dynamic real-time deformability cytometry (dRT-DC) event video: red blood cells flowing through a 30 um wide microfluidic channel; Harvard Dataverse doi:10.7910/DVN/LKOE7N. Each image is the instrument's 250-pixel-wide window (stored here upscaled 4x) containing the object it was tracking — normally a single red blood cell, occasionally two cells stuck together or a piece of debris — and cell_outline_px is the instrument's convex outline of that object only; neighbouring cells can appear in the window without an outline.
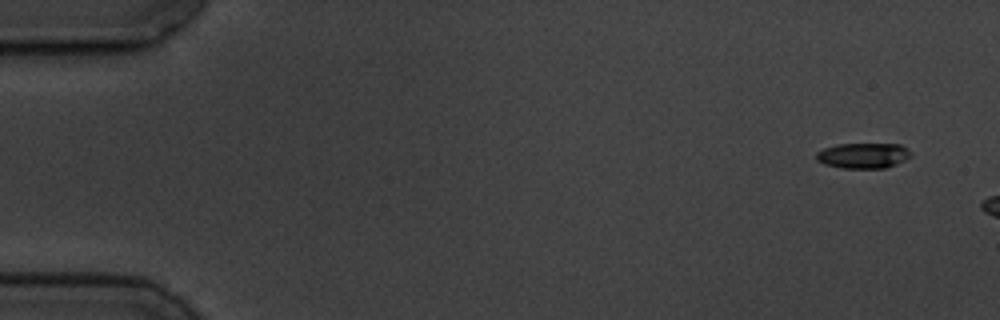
{"species": "common noctule bat (a hibernating species)", "species_latin": "Nyctalus noctula", "temperature_condition": "cold", "stored_images_in_passage": 3, "camera_frame_rate_fps": 3000, "um_per_image_px": 0.085, "animal": {"sex": "male", "body_mass_g": 19.5, "forearm_length_mm": 54.6}, "frame": {"image": 1, "passage_image": 1, "time_ms": 0.0, "image_size_px": [1000, 320], "cell_outline_px": [[912, 156], [896, 164], [884, 168], [840, 168], [824, 164], [816, 160], [816, 152], [824, 148], [836, 144], [900, 144], [908, 148], [912, 152]], "centroid_in_image_um": [73.38, 13.22], "position_along_channel_um": 11.6, "area_um2": 14.16}}